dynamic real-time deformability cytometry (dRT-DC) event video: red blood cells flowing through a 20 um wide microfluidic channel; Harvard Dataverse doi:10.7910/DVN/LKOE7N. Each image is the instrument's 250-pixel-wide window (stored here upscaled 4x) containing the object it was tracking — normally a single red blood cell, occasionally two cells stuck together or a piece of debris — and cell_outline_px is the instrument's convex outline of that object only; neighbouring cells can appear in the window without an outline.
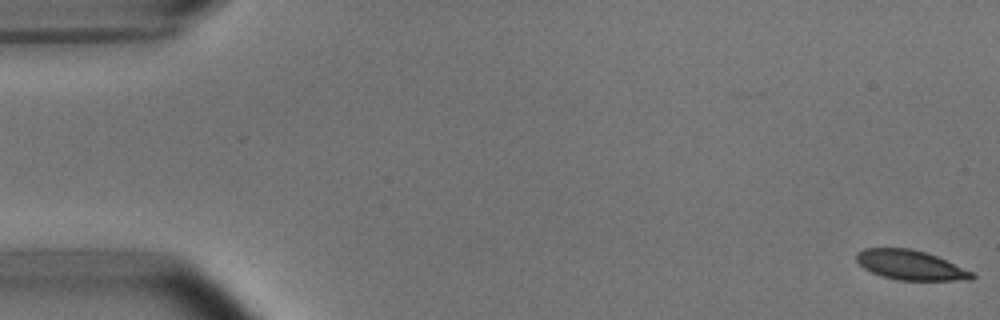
{"species": "common noctule bat (a hibernating species)", "species_latin": "Nyctalus noctula", "temperature_condition": "room temperature", "stored_images_in_passage": 6, "camera_frame_rate_fps": 3000, "um_per_image_px": 0.085, "animal": {"sex": "male", "body_mass_g": 15.6}, "frame": {"image": 1, "passage_image": 1, "time_ms": 0.0, "image_size_px": [1000, 320], "cell_outline_px": [[976, 276], [972, 280], [900, 280], [880, 276], [864, 268], [856, 260], [856, 252], [864, 248], [912, 248], [936, 256], [972, 272]], "centroid_in_image_um": [77.36, 22.53], "position_along_channel_um": 7.6, "area_um2": 19.83}}
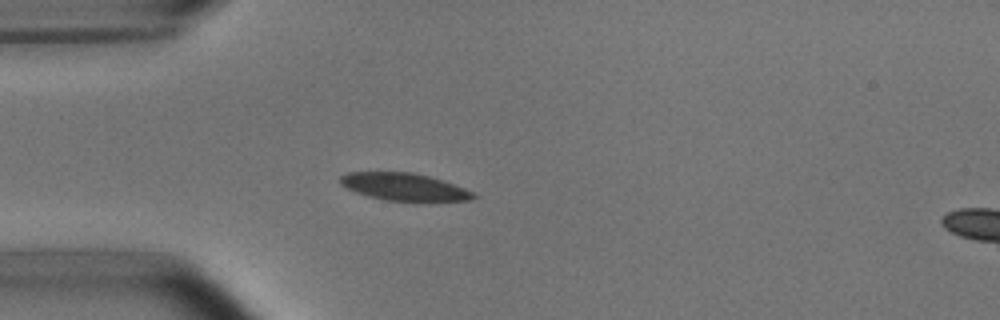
{"frame": {"image": 2, "passage_image": 5, "time_ms": 4.667, "image_size_px": [1000, 320], "cell_outline_px": [[480, 196], [472, 200], [384, 200], [368, 196], [356, 192], [340, 184], [340, 176], [348, 172], [412, 172], [428, 176], [476, 192]], "centroid_in_image_um": [34.35, 15.87], "position_along_channel_um": 50.6, "area_um2": 20.92}}